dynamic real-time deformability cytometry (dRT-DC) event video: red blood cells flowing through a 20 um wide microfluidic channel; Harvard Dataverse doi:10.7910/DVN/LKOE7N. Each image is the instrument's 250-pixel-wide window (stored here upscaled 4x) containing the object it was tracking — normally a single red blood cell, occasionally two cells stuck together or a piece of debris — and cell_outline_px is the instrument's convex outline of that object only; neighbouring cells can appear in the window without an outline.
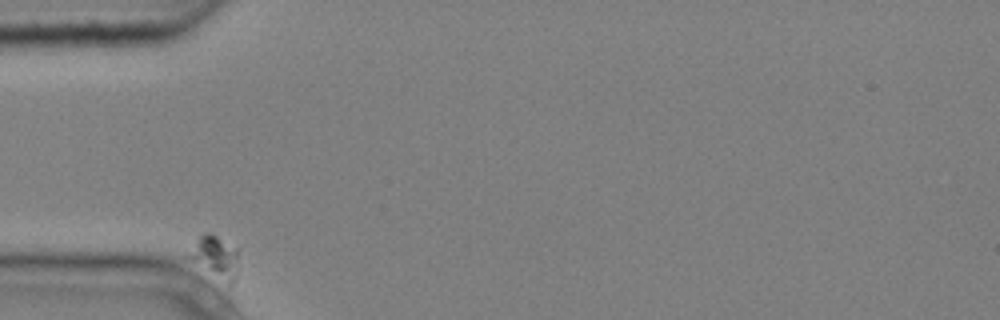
{"species": "common noctule bat (a hibernating species)", "species_latin": "Nyctalus noctula", "temperature_condition": "cold", "stored_images_in_passage": 5, "camera_frame_rate_fps": 3000, "um_per_image_px": 0.085, "animal": {"sex": "male", "body_mass_g": 20.4}, "frame": {"image": 1, "passage_image": 1, "time_ms": 0.0, "image_size_px": [1000, 320], "cell_outline_px": [[240, 248], [236, 280], [232, 284], [188, 256], [200, 236], [204, 232], [208, 232]], "centroid_in_image_um": [18.44, 21.76], "position_along_channel_um": 66.6, "area_um2": 11.33}}